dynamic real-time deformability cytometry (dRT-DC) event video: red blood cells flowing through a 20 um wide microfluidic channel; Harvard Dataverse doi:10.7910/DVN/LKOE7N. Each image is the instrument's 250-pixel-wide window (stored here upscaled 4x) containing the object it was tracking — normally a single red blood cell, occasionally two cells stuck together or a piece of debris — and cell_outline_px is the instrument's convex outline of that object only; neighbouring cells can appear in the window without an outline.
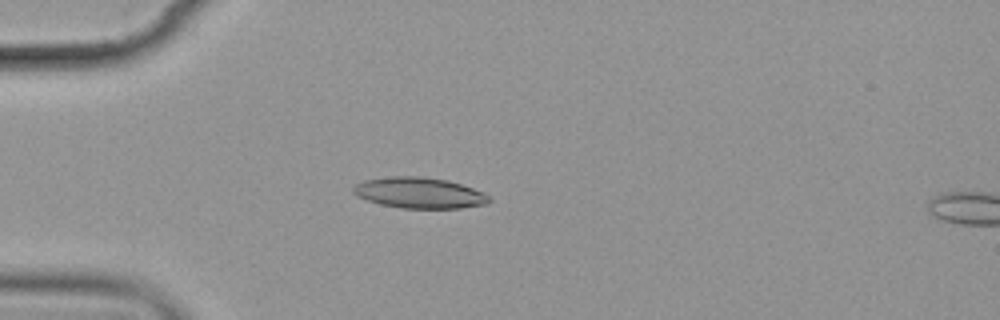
{"species": "common noctule bat (a hibernating species)", "species_latin": "Nyctalus noctula", "temperature_condition": "cold", "stored_images_in_passage": 5, "camera_frame_rate_fps": 3000, "um_per_image_px": 0.085, "animal": {"sex": "female", "body_mass_g": 19.9}, "frame": {"image": 1, "passage_image": 4, "time_ms": 4.333, "image_size_px": [1000, 320], "cell_outline_px": [[492, 200], [488, 204], [460, 208], [400, 208], [380, 204], [356, 196], [352, 192], [352, 188], [356, 184], [364, 180], [392, 176], [420, 176], [448, 180], [484, 192]], "centroid_in_image_um": [35.64, 16.39], "position_along_channel_um": 49.4, "area_um2": 24.51}}